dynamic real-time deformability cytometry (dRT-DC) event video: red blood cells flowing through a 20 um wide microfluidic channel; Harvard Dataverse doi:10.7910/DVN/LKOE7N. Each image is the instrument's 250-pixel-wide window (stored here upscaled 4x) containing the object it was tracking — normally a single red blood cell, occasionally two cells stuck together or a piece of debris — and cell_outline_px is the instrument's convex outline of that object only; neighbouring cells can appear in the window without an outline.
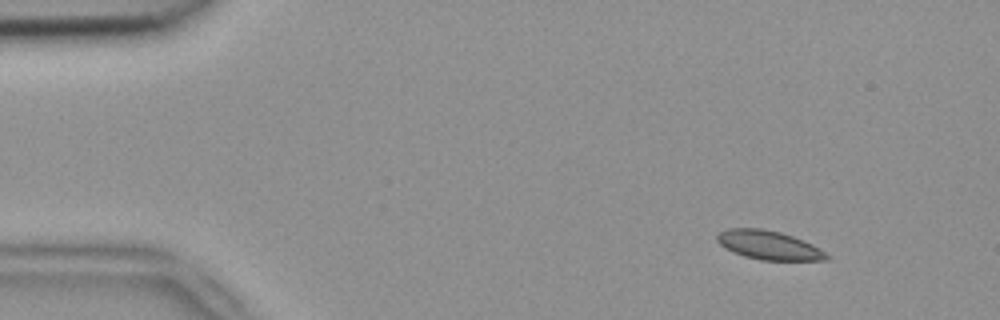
{"species": "common noctule bat (a hibernating species)", "species_latin": "Nyctalus noctula", "temperature_condition": "room temperature", "stored_images_in_passage": 4, "camera_frame_rate_fps": 3000, "um_per_image_px": 0.085, "animal": {"sex": "female", "body_mass_g": 18.4}, "frame": {"image": 1, "passage_image": 2, "time_ms": 0.333, "image_size_px": [1000, 320], "cell_outline_px": [[832, 256], [828, 260], [760, 260], [744, 256], [732, 252], [724, 248], [716, 240], [716, 236], [720, 232], [728, 228], [764, 228], [780, 232], [792, 236], [812, 244], [820, 248]], "centroid_in_image_um": [65.35, 20.84], "position_along_channel_um": 19.6, "area_um2": 18.61}}